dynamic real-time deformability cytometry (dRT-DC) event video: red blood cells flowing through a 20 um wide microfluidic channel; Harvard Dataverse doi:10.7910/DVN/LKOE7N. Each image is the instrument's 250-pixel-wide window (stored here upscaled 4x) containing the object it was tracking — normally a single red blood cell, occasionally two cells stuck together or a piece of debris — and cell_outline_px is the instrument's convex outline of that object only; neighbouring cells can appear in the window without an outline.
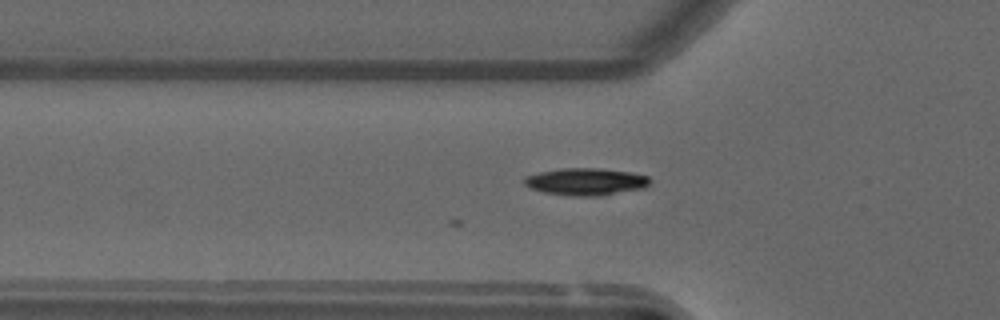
{"species": "common noctule bat (a hibernating species)", "species_latin": "Nyctalus noctula", "temperature_condition": "warm", "stored_images_in_passage": 40, "camera_frame_rate_fps": 3000, "um_per_image_px": 0.085, "animal": {"sex": "male", "forearm_length_mm": 52.5}, "frame": {"image": 1, "passage_image": 14, "time_ms": 4.333, "image_size_px": [1000, 320], "cell_outline_px": [[652, 180], [644, 188], [596, 196], [572, 196], [544, 192], [528, 188], [524, 184], [524, 176], [540, 172], [560, 168], [600, 168], [632, 172], [648, 176]], "centroid_in_image_um": [49.78, 15.43], "position_along_channel_um": 76.0, "area_um2": 20.0}}
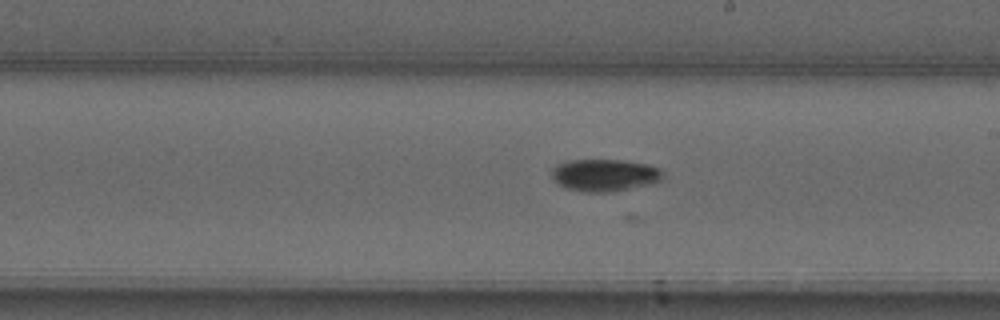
{"frame": {"image": 2, "passage_image": 27, "time_ms": 8.667, "image_size_px": [1000, 320], "cell_outline_px": [[664, 176], [660, 180], [652, 184], [608, 192], [580, 192], [564, 188], [552, 176], [552, 168], [556, 164], [568, 160], [620, 160], [648, 164], [660, 168]], "centroid_in_image_um": [51.39, 14.88], "position_along_channel_um": 237.6, "area_um2": 20.92}}
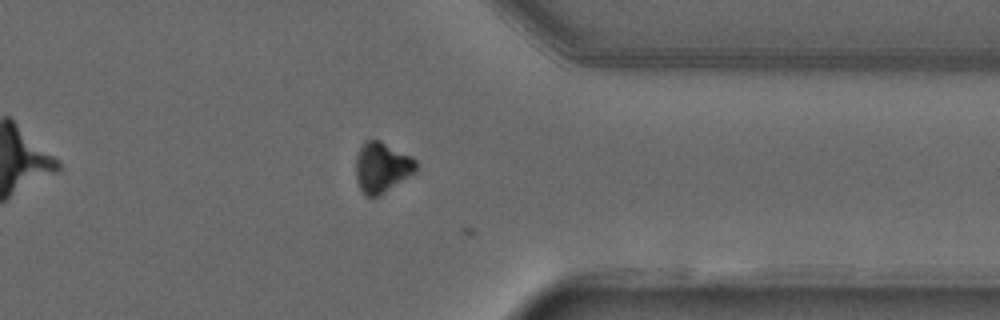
{"frame": {"image": 3, "passage_image": 39, "time_ms": 12.667, "image_size_px": [1000, 320], "cell_outline_px": [[416, 172], [380, 196], [364, 196], [356, 180], [356, 156], [364, 140], [380, 140], [412, 156], [416, 160]], "centroid_in_image_um": [32.46, 14.23], "position_along_channel_um": 378.9, "area_um2": 17.86}}